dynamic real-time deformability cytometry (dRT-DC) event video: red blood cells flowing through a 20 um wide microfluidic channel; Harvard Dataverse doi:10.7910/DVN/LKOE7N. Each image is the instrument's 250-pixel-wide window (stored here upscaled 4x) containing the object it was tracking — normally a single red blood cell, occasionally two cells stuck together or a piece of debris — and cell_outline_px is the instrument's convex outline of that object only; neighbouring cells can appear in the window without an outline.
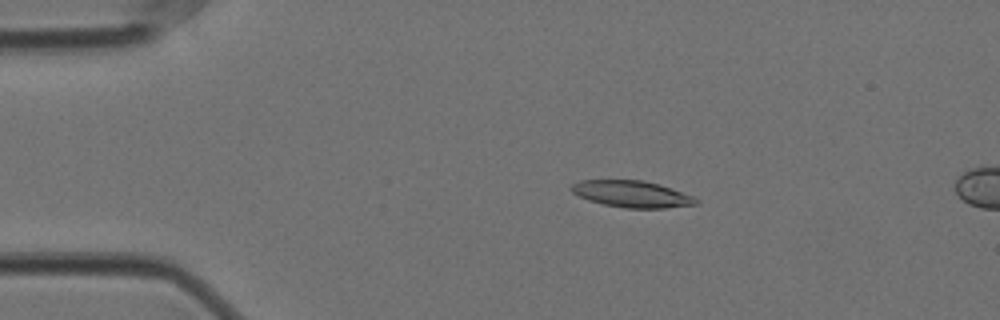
{"species": "Egyptian fruit bat (a non-hibernating species)", "species_latin": "Rousettus aegyptiacus", "temperature_condition": "cold", "stored_images_in_passage": 14, "camera_frame_rate_fps": 3000, "um_per_image_px": 0.085, "animal": {"sex": "female"}, "frame": {"image": 1, "passage_image": 10, "time_ms": 3.0, "image_size_px": [1000, 320], "cell_outline_px": [[700, 200], [696, 204], [664, 208], [624, 208], [604, 204], [588, 200], [572, 192], [568, 188], [572, 184], [580, 180], [644, 180], [660, 184], [696, 196]], "centroid_in_image_um": [53.74, 16.48], "position_along_channel_um": 31.3, "area_um2": 19.54}}